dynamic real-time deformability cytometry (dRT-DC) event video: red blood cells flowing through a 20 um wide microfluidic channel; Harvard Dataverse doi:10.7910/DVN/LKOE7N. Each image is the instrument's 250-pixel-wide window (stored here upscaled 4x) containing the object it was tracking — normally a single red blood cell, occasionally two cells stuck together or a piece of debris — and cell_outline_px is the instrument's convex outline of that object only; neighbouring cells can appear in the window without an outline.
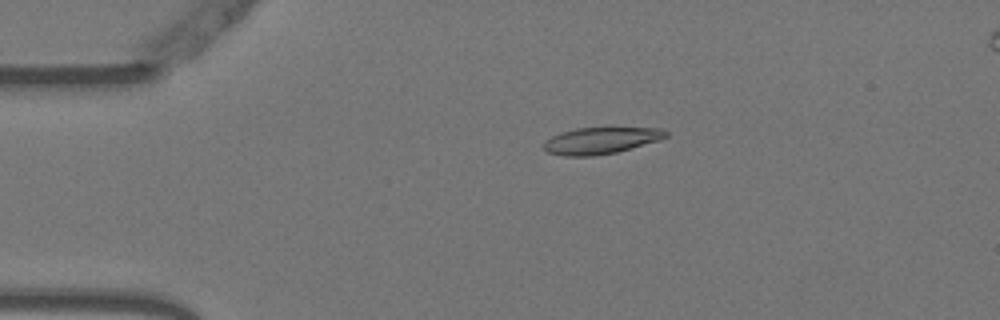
{"species": "Egyptian fruit bat (a non-hibernating species)", "species_latin": "Rousettus aegyptiacus", "temperature_condition": "warm", "stored_images_in_passage": 15, "camera_frame_rate_fps": 3000, "um_per_image_px": 0.085, "animal": {"sex": "female"}, "frame": {"image": 1, "passage_image": 11, "time_ms": 3.333, "image_size_px": [1000, 320], "cell_outline_px": [[668, 136], [660, 140], [616, 152], [592, 156], [564, 156], [548, 152], [544, 148], [544, 144], [552, 136], [560, 132], [576, 128], [660, 128], [668, 132]], "centroid_in_image_um": [51.08, 11.95], "position_along_channel_um": 33.9, "area_um2": 18.73}}